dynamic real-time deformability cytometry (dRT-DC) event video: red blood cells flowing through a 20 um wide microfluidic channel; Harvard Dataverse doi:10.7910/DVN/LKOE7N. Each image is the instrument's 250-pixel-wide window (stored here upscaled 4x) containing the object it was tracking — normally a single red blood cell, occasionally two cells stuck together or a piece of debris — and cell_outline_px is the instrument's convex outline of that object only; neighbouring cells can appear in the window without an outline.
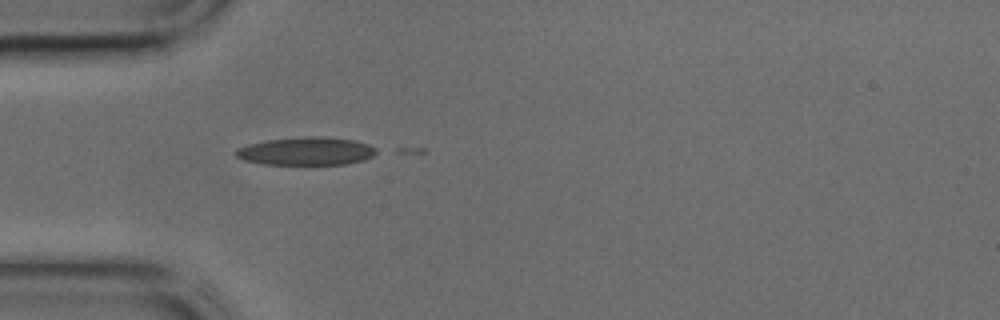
{"species": "common noctule bat (a hibernating species)", "species_latin": "Nyctalus noctula", "temperature_condition": "cold", "stored_images_in_passage": 2, "camera_frame_rate_fps": 3000, "um_per_image_px": 0.085, "animal": {"sex": "male", "body_mass_g": 17.9, "forearm_length_mm": 54.2}, "frame": {"image": 1, "passage_image": 1, "time_ms": 0.0, "image_size_px": [1000, 320], "cell_outline_px": [[380, 152], [364, 160], [348, 164], [264, 164], [244, 160], [236, 156], [236, 148], [248, 144], [268, 140], [304, 136], [328, 136], [356, 140], [368, 144], [376, 148]], "centroid_in_image_um": [26.09, 12.84], "position_along_channel_um": 58.9, "area_um2": 23.18}}